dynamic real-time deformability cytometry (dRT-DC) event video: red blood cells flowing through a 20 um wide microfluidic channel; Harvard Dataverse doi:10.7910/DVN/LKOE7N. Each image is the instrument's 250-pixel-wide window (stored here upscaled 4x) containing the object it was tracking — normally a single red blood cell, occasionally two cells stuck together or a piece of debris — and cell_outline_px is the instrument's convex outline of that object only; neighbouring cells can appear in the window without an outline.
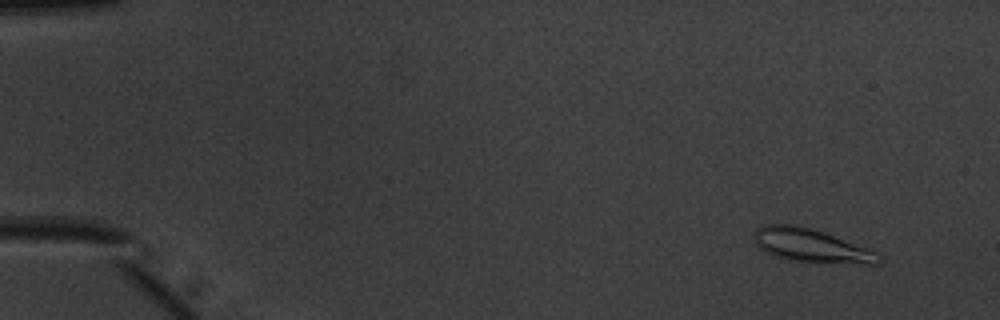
{"species": "common noctule bat (a hibernating species)", "species_latin": "Nyctalus noctula", "temperature_condition": "warm", "stored_images_in_passage": 52, "camera_frame_rate_fps": 3000, "um_per_image_px": 0.085, "animal": {"sex": "male", "body_mass_g": 20.1, "forearm_length_mm": 53.5}, "frame": {"image": 1, "passage_image": 5, "time_ms": 1.333, "image_size_px": [1000, 320], "cell_outline_px": [[880, 260], [876, 264], [864, 264], [788, 260], [764, 252], [756, 244], [756, 228], [764, 224], [796, 224], [824, 232], [872, 248], [880, 256]], "centroid_in_image_um": [68.98, 20.86], "position_along_channel_um": 16.0, "area_um2": 24.28}}
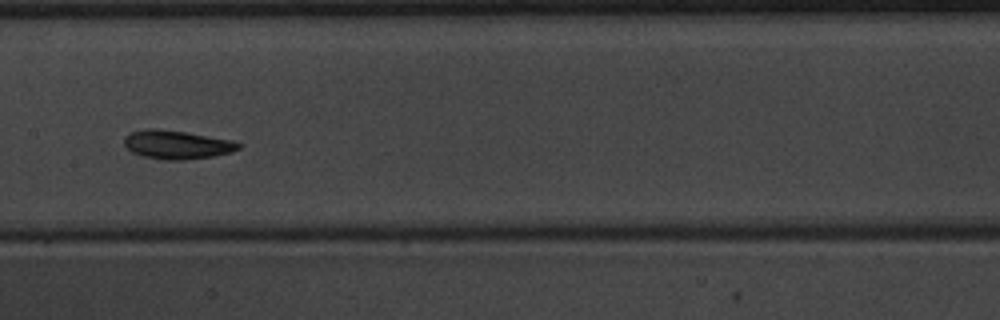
{"frame": {"image": 2, "passage_image": 28, "time_ms": 9.0, "image_size_px": [1000, 320], "cell_outline_px": [[244, 144], [240, 148], [232, 152], [212, 156], [184, 160], [164, 160], [144, 156], [132, 152], [124, 144], [124, 136], [132, 132], [148, 128], [156, 128], [184, 132], [236, 140]], "centroid_in_image_um": [15.09, 12.29], "position_along_channel_um": 192.3, "area_um2": 19.19}}
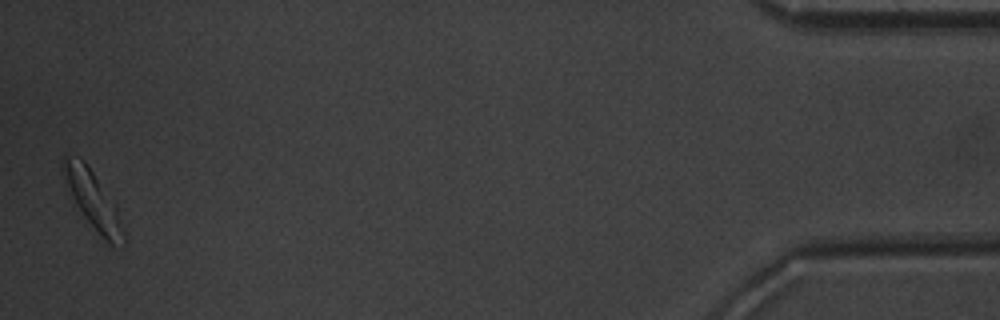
{"frame": {"image": 3, "passage_image": 52, "time_ms": 17.0, "image_size_px": [1000, 320], "cell_outline_px": [[124, 248], [108, 248], [84, 216], [76, 204], [72, 196], [60, 168], [60, 164], [64, 156], [80, 156], [84, 160], [116, 204], [124, 228]], "centroid_in_image_um": [7.96, 17.1], "position_along_channel_um": 427.2, "area_um2": 20.81}, "authors_computed_cell_mechanics": {"area_um2": 18.7561, "velocity_mm_per_s": 3.961, "shape_relaxation_time_tau1_ms": 1.7472, "shape_relaxation_time_tau2_ms": null, "deformation_change_tau1": 0.0944, "deformation_change_tau2": null}}